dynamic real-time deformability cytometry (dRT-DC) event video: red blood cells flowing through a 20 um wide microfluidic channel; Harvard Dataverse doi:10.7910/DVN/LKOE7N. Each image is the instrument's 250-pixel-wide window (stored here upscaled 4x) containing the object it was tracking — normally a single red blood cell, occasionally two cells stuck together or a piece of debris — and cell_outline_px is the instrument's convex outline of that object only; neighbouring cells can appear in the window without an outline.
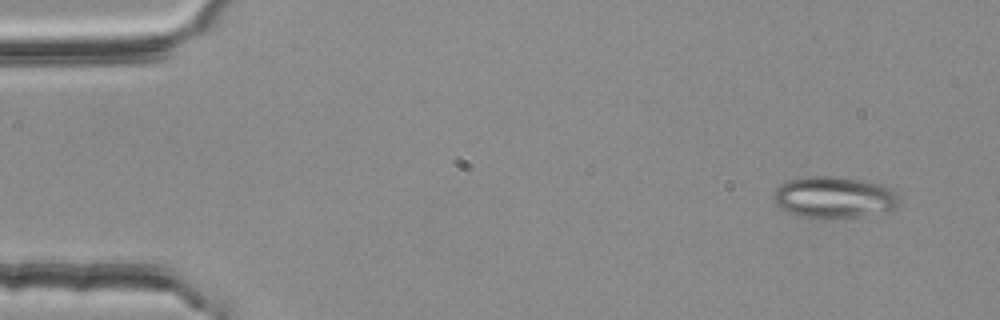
{"species": "common noctule bat (a hibernating species)", "species_latin": "Nyctalus noctula", "temperature_condition": "room temperature", "stored_images_in_passage": 4, "camera_frame_rate_fps": 3000, "um_per_image_px": 0.085, "animal": {"sex": "female", "body_mass_g": 25.1}, "frame": {"image": 1, "passage_image": 1, "time_ms": 0.0, "image_size_px": [1000, 320], "cell_outline_px": [[900, 204], [896, 208], [856, 216], [800, 216], [788, 212], [776, 204], [776, 188], [780, 184], [788, 180], [808, 176], [832, 176], [884, 184], [892, 188], [900, 196]], "centroid_in_image_um": [70.95, 16.73], "position_along_channel_um": 14.1, "area_um2": 29.59}}
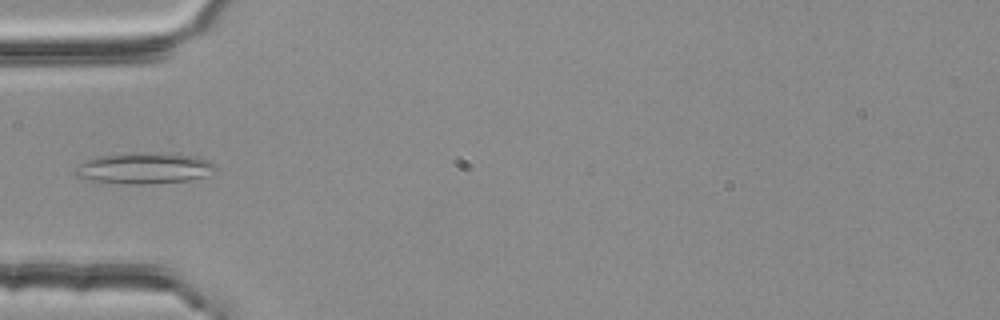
{"frame": {"image": 2, "passage_image": 4, "time_ms": 1.0, "image_size_px": [1000, 320], "cell_outline_px": [[216, 168], [204, 176], [188, 180], [140, 184], [128, 184], [92, 180], [76, 176], [76, 164], [100, 156], [196, 156], [212, 160], [216, 164]], "centroid_in_image_um": [12.27, 14.36], "position_along_channel_um": 72.7, "area_um2": 23.58}}